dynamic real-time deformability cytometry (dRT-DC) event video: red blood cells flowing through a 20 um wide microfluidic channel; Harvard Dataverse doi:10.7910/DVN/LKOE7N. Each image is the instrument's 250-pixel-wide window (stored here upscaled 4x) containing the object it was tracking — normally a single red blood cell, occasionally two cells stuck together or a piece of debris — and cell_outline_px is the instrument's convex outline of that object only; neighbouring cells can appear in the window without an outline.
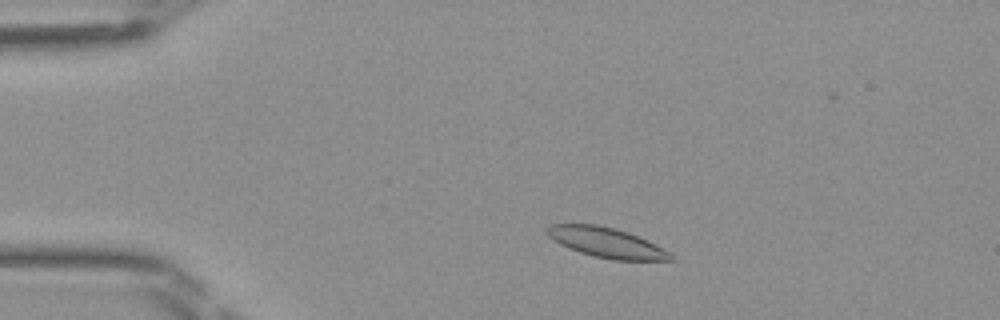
{"species": "Egyptian fruit bat (a non-hibernating species)", "species_latin": "Rousettus aegyptiacus", "temperature_condition": "room temperature", "stored_images_in_passage": 45, "camera_frame_rate_fps": 3000, "um_per_image_px": 0.085, "frame": {"image": 1, "passage_image": 6, "time_ms": 1.667, "image_size_px": [1000, 320], "cell_outline_px": [[676, 256], [672, 260], [616, 260], [596, 256], [580, 252], [568, 248], [560, 244], [548, 236], [548, 224], [596, 224], [616, 228], [628, 232], [648, 240]], "centroid_in_image_um": [51.58, 20.61], "position_along_channel_um": 33.4, "area_um2": 21.44}}
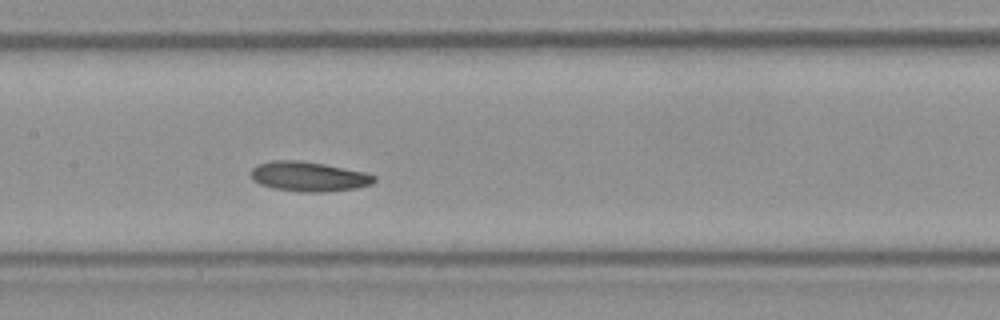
{"frame": {"image": 2, "passage_image": 20, "time_ms": 6.333, "image_size_px": [1000, 320], "cell_outline_px": [[376, 180], [372, 184], [356, 188], [324, 192], [300, 192], [272, 188], [260, 184], [252, 180], [252, 168], [256, 164], [272, 160], [296, 160], [324, 164], [364, 172], [376, 176]], "centroid_in_image_um": [26.22, 15.01], "position_along_channel_um": 181.2, "area_um2": 21.39}}
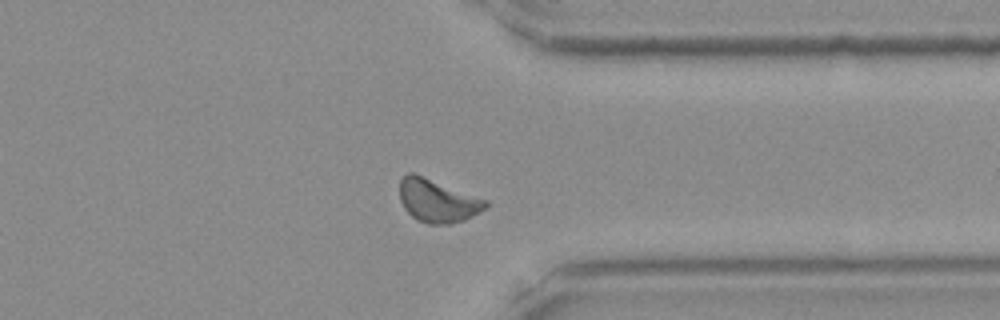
{"frame": {"image": 3, "passage_image": 34, "time_ms": 11.0, "image_size_px": [1000, 320], "cell_outline_px": [[488, 208], [464, 220], [452, 224], [428, 224], [416, 220], [404, 208], [400, 200], [400, 180], [408, 172], [412, 172], [488, 200]], "centroid_in_image_um": [37.2, 17.08], "position_along_channel_um": 374.2, "area_um2": 21.62}}